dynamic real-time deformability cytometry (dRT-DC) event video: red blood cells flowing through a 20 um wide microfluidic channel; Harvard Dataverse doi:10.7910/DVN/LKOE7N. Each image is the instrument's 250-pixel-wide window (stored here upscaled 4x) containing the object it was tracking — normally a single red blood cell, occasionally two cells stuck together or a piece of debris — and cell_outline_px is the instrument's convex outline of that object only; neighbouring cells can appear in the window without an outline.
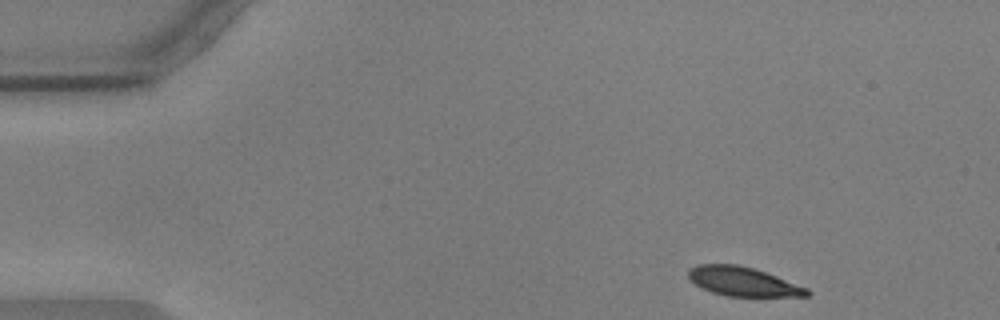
{"species": "common noctule bat (a hibernating species)", "species_latin": "Nyctalus noctula", "temperature_condition": "warm", "stored_images_in_passage": 50, "camera_frame_rate_fps": 3000, "um_per_image_px": 0.085, "animal": {"sex": "male", "body_mass_g": 17.9, "forearm_length_mm": 54.2}, "frame": {"image": 1, "passage_image": 1, "time_ms": 0.0, "image_size_px": [1000, 320], "cell_outline_px": [[812, 292], [808, 296], [728, 296], [712, 292], [696, 284], [688, 276], [688, 268], [696, 264], [736, 264], [752, 268], [776, 276], [808, 288]], "centroid_in_image_um": [63.15, 23.92], "position_along_channel_um": 21.8, "area_um2": 19.88}}
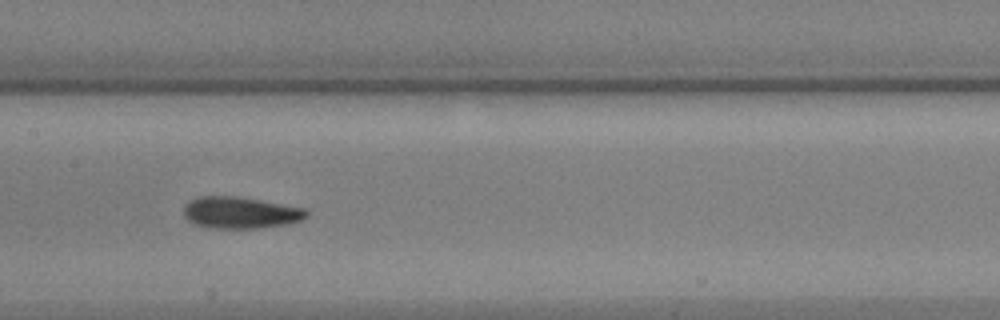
{"frame": {"image": 2, "passage_image": 22, "time_ms": 7.0, "image_size_px": [1000, 320], "cell_outline_px": [[308, 216], [300, 220], [288, 224], [260, 228], [208, 228], [196, 224], [188, 220], [184, 216], [184, 208], [196, 196], [236, 196], [260, 200], [304, 208], [308, 212]], "centroid_in_image_um": [20.44, 18.08], "position_along_channel_um": 187.0, "area_um2": 22.54}}
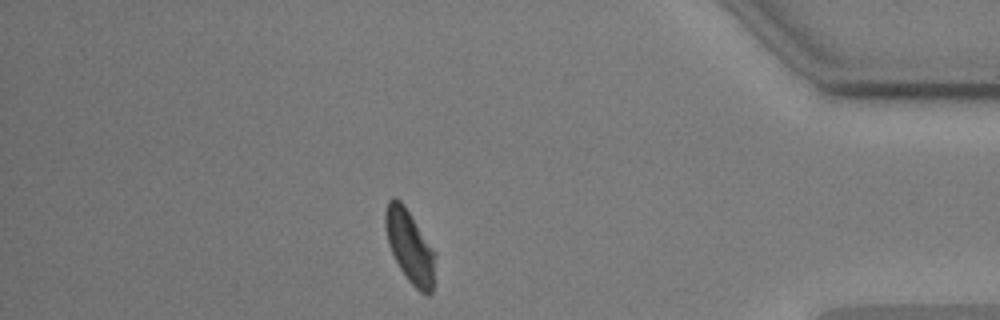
{"frame": {"image": 3, "passage_image": 43, "time_ms": 14.0, "image_size_px": [1000, 320], "cell_outline_px": [[436, 252], [432, 292], [428, 296], [420, 292], [408, 280], [400, 268], [388, 244], [384, 224], [384, 212], [388, 200], [392, 196], [396, 196], [404, 204]], "centroid_in_image_um": [34.82, 20.91], "position_along_channel_um": 400.4, "area_um2": 21.33}, "authors_computed_cell_mechanics": {"area_um2": 21.964, "velocity_mm_per_s": 3.5608, "shape_relaxation_time_tau1_ms": 3.2912, "shape_relaxation_time_tau2_ms": 2.0083, "deformation_change_tau1": 0.1272, "deformation_change_tau2": 0.0656}}